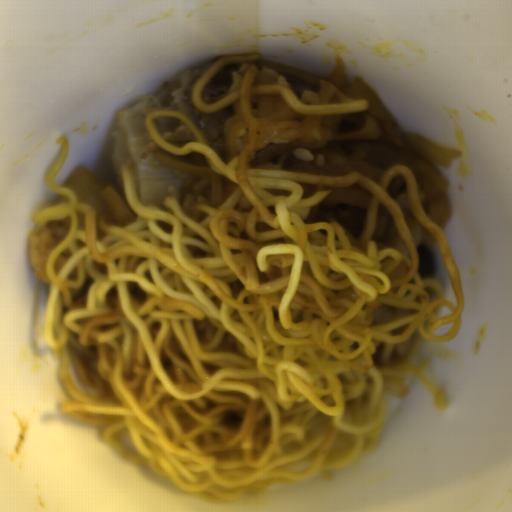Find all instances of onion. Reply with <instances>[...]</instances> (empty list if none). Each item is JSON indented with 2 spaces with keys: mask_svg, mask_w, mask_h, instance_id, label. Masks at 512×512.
<instances>
[{
  "mask_svg": "<svg viewBox=\"0 0 512 512\" xmlns=\"http://www.w3.org/2000/svg\"><path fill=\"white\" fill-rule=\"evenodd\" d=\"M63 185L76 196L77 203L88 205L102 215L106 225H124L135 218L121 194L83 165H77Z\"/></svg>",
  "mask_w": 512,
  "mask_h": 512,
  "instance_id": "2",
  "label": "onion"
},
{
  "mask_svg": "<svg viewBox=\"0 0 512 512\" xmlns=\"http://www.w3.org/2000/svg\"><path fill=\"white\" fill-rule=\"evenodd\" d=\"M411 150L435 165L449 167L456 157H462L464 151L443 149L423 135L414 132L399 131Z\"/></svg>",
  "mask_w": 512,
  "mask_h": 512,
  "instance_id": "3",
  "label": "onion"
},
{
  "mask_svg": "<svg viewBox=\"0 0 512 512\" xmlns=\"http://www.w3.org/2000/svg\"><path fill=\"white\" fill-rule=\"evenodd\" d=\"M154 155L157 161H159L160 163L164 164L167 167L185 171L207 180L210 187V201L212 202L213 205L217 206L222 203L223 187L220 175L217 174L215 171L197 165L182 163L158 150L154 152Z\"/></svg>",
  "mask_w": 512,
  "mask_h": 512,
  "instance_id": "4",
  "label": "onion"
},
{
  "mask_svg": "<svg viewBox=\"0 0 512 512\" xmlns=\"http://www.w3.org/2000/svg\"><path fill=\"white\" fill-rule=\"evenodd\" d=\"M250 106V118L242 116L237 103L227 107L234 110L225 120L223 147L228 163L244 150L258 154L294 140L319 143L320 115H301L277 95L252 94Z\"/></svg>",
  "mask_w": 512,
  "mask_h": 512,
  "instance_id": "1",
  "label": "onion"
}]
</instances>
